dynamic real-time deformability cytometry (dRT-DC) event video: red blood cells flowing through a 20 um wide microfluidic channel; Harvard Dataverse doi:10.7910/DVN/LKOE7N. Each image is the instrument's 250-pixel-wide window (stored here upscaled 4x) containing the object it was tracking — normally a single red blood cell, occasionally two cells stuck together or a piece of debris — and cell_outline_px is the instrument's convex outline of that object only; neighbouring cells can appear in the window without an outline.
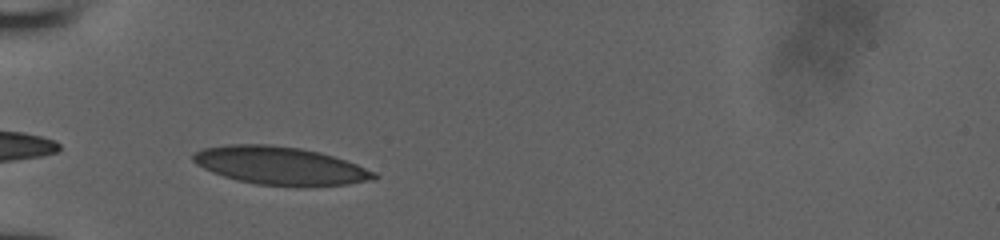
{"species": "human", "species_latin": "Homo sapiens", "temperature_condition": "room temperature", "stored_images_in_passage": 27, "camera_frame_rate_fps": 3000, "um_per_image_px": 0.085, "donor": {"sex": "male"}, "frame": {"image": 1, "passage_image": 1, "time_ms": 0.0, "image_size_px": [1000, 240], "cell_outline_px": [[380, 176], [372, 180], [348, 184], [308, 188], [296, 188], [256, 184], [236, 180], [212, 172], [196, 164], [192, 160], [192, 152], [204, 148], [232, 144], [268, 144], [300, 148], [320, 152], [356, 164], [376, 172]], "centroid_in_image_um": [23.84, 14.11], "position_along_channel_um": 61.2, "area_um2": 40.75}}
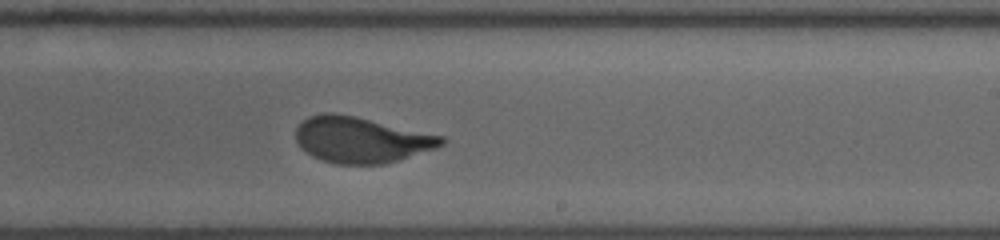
{"frame": {"image": 2, "passage_image": 16, "time_ms": 5.0, "image_size_px": [1000, 240], "cell_outline_px": [[444, 144], [436, 148], [384, 164], [336, 164], [320, 160], [312, 156], [300, 148], [296, 140], [296, 128], [308, 116], [324, 112], [332, 112], [356, 116], [444, 136]], "centroid_in_image_um": [30.66, 11.88], "position_along_channel_um": 258.3, "area_um2": 39.02}}
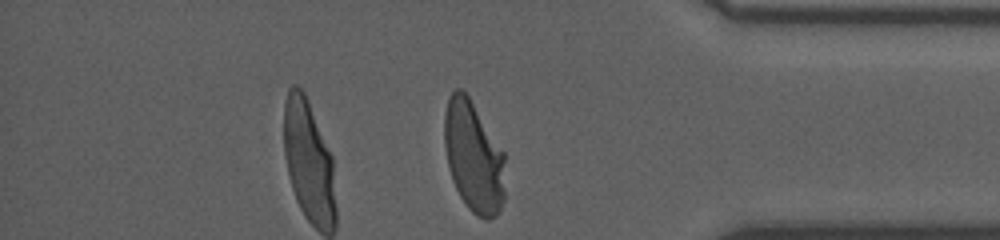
{"frame": {"image": 3, "passage_image": 27, "time_ms": 8.667, "image_size_px": [1000, 240], "cell_outline_px": [[504, 200], [496, 216], [488, 220], [484, 220], [472, 212], [468, 208], [460, 196], [452, 180], [444, 148], [444, 112], [448, 100], [452, 92], [456, 88], [460, 88], [468, 96], [504, 152]], "centroid_in_image_um": [40.24, 13.35], "position_along_channel_um": 395.0, "area_um2": 39.25}}